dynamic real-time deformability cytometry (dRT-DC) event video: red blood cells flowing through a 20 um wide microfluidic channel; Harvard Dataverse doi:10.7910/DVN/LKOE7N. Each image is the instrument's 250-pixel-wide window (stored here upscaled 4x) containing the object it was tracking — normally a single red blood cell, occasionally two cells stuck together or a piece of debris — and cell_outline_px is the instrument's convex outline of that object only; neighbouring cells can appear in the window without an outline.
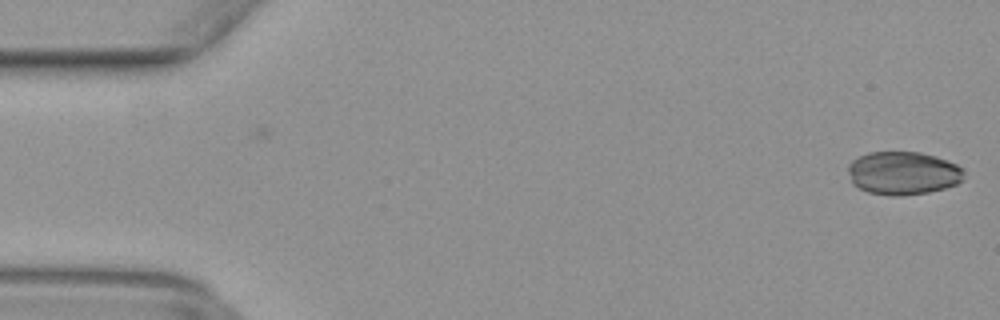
{"species": "common noctule bat (a hibernating species)", "species_latin": "Nyctalus noctula", "temperature_condition": "warm", "stored_images_in_passage": 6, "camera_frame_rate_fps": 3000, "um_per_image_px": 0.085, "animal": {"sex": "female", "body_mass_g": 29.2, "forearm_length_mm": 56.3}, "frame": {"image": 1, "passage_image": 6, "time_ms": 1.667, "image_size_px": [1000, 320], "cell_outline_px": [[964, 180], [956, 184], [944, 188], [928, 192], [904, 196], [888, 196], [868, 192], [852, 184], [848, 172], [848, 164], [852, 160], [868, 152], [920, 152], [936, 156], [956, 164], [964, 168]], "centroid_in_image_um": [76.76, 14.72], "position_along_channel_um": 8.2, "area_um2": 29.48}}